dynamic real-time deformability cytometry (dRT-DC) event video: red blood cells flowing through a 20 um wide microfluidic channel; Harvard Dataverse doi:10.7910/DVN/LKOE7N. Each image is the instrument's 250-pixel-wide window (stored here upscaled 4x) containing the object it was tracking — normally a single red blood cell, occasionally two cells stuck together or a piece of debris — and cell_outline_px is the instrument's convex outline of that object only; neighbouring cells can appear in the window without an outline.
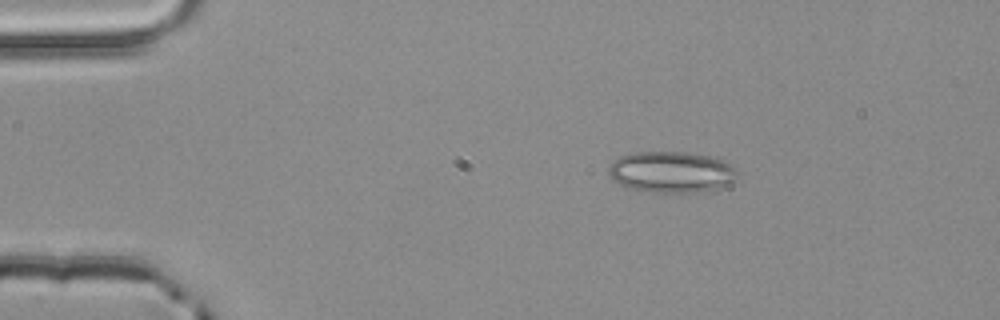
{"species": "common noctule bat (a hibernating species)", "species_latin": "Nyctalus noctula", "temperature_condition": "room temperature", "stored_images_in_passage": 2, "camera_frame_rate_fps": 3000, "um_per_image_px": 0.085, "animal": {"sex": "male", "body_mass_g": 20.4}, "frame": {"image": 1, "passage_image": 1, "time_ms": 0.0, "image_size_px": [1000, 320], "cell_outline_px": [[736, 172], [732, 180], [728, 184], [720, 188], [696, 192], [648, 192], [628, 188], [612, 180], [608, 172], [608, 168], [620, 156], [632, 152], [688, 152], [708, 156], [724, 160]], "centroid_in_image_um": [57.01, 14.62], "position_along_channel_um": 28.0, "area_um2": 30.63}}